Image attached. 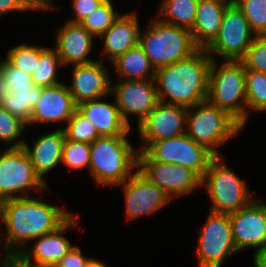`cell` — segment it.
<instances>
[{
  "label": "cell",
  "instance_id": "14",
  "mask_svg": "<svg viewBox=\"0 0 266 267\" xmlns=\"http://www.w3.org/2000/svg\"><path fill=\"white\" fill-rule=\"evenodd\" d=\"M77 223L73 213L55 231L33 239L36 243L24 247L14 258L24 267H54L74 247L62 234Z\"/></svg>",
  "mask_w": 266,
  "mask_h": 267
},
{
  "label": "cell",
  "instance_id": "19",
  "mask_svg": "<svg viewBox=\"0 0 266 267\" xmlns=\"http://www.w3.org/2000/svg\"><path fill=\"white\" fill-rule=\"evenodd\" d=\"M77 110V104L68 90L67 85L60 83L42 89L41 97L32 110L30 122L27 126L54 122H68Z\"/></svg>",
  "mask_w": 266,
  "mask_h": 267
},
{
  "label": "cell",
  "instance_id": "8",
  "mask_svg": "<svg viewBox=\"0 0 266 267\" xmlns=\"http://www.w3.org/2000/svg\"><path fill=\"white\" fill-rule=\"evenodd\" d=\"M142 144L140 151H144L152 160L184 166L200 179L206 173L210 162L216 157L186 133L160 141H142Z\"/></svg>",
  "mask_w": 266,
  "mask_h": 267
},
{
  "label": "cell",
  "instance_id": "37",
  "mask_svg": "<svg viewBox=\"0 0 266 267\" xmlns=\"http://www.w3.org/2000/svg\"><path fill=\"white\" fill-rule=\"evenodd\" d=\"M0 74L9 85L10 93H14L16 89H30L34 85L30 74L18 70L7 59L0 62Z\"/></svg>",
  "mask_w": 266,
  "mask_h": 267
},
{
  "label": "cell",
  "instance_id": "22",
  "mask_svg": "<svg viewBox=\"0 0 266 267\" xmlns=\"http://www.w3.org/2000/svg\"><path fill=\"white\" fill-rule=\"evenodd\" d=\"M65 137L64 129L61 128L40 136L34 141L33 146H31L32 149L26 141L23 143L22 147L33 164L36 174L45 183L44 176L62 163V148Z\"/></svg>",
  "mask_w": 266,
  "mask_h": 267
},
{
  "label": "cell",
  "instance_id": "30",
  "mask_svg": "<svg viewBox=\"0 0 266 267\" xmlns=\"http://www.w3.org/2000/svg\"><path fill=\"white\" fill-rule=\"evenodd\" d=\"M115 11L111 0H106L92 13L86 16L80 24L94 37H100L120 16Z\"/></svg>",
  "mask_w": 266,
  "mask_h": 267
},
{
  "label": "cell",
  "instance_id": "18",
  "mask_svg": "<svg viewBox=\"0 0 266 267\" xmlns=\"http://www.w3.org/2000/svg\"><path fill=\"white\" fill-rule=\"evenodd\" d=\"M103 61L73 65L71 86L67 87L77 105L111 95L112 81Z\"/></svg>",
  "mask_w": 266,
  "mask_h": 267
},
{
  "label": "cell",
  "instance_id": "2",
  "mask_svg": "<svg viewBox=\"0 0 266 267\" xmlns=\"http://www.w3.org/2000/svg\"><path fill=\"white\" fill-rule=\"evenodd\" d=\"M211 63L206 50L198 49L184 60L156 69L158 100L186 108L206 101Z\"/></svg>",
  "mask_w": 266,
  "mask_h": 267
},
{
  "label": "cell",
  "instance_id": "21",
  "mask_svg": "<svg viewBox=\"0 0 266 267\" xmlns=\"http://www.w3.org/2000/svg\"><path fill=\"white\" fill-rule=\"evenodd\" d=\"M138 20L136 12L121 14L99 37L104 40L103 53L110 62L138 45L141 30Z\"/></svg>",
  "mask_w": 266,
  "mask_h": 267
},
{
  "label": "cell",
  "instance_id": "36",
  "mask_svg": "<svg viewBox=\"0 0 266 267\" xmlns=\"http://www.w3.org/2000/svg\"><path fill=\"white\" fill-rule=\"evenodd\" d=\"M245 69L266 73V35H257L240 60Z\"/></svg>",
  "mask_w": 266,
  "mask_h": 267
},
{
  "label": "cell",
  "instance_id": "35",
  "mask_svg": "<svg viewBox=\"0 0 266 267\" xmlns=\"http://www.w3.org/2000/svg\"><path fill=\"white\" fill-rule=\"evenodd\" d=\"M7 60L18 70L33 74L39 61V46L20 44L12 47L7 52Z\"/></svg>",
  "mask_w": 266,
  "mask_h": 267
},
{
  "label": "cell",
  "instance_id": "40",
  "mask_svg": "<svg viewBox=\"0 0 266 267\" xmlns=\"http://www.w3.org/2000/svg\"><path fill=\"white\" fill-rule=\"evenodd\" d=\"M31 10L23 0H0V18L5 13Z\"/></svg>",
  "mask_w": 266,
  "mask_h": 267
},
{
  "label": "cell",
  "instance_id": "1",
  "mask_svg": "<svg viewBox=\"0 0 266 267\" xmlns=\"http://www.w3.org/2000/svg\"><path fill=\"white\" fill-rule=\"evenodd\" d=\"M0 206L1 222L6 227L3 260L14 258L28 241L55 231L73 214L31 196L6 199L0 202Z\"/></svg>",
  "mask_w": 266,
  "mask_h": 267
},
{
  "label": "cell",
  "instance_id": "33",
  "mask_svg": "<svg viewBox=\"0 0 266 267\" xmlns=\"http://www.w3.org/2000/svg\"><path fill=\"white\" fill-rule=\"evenodd\" d=\"M62 163L73 170H80L90 164V143L69 140L65 137L62 148Z\"/></svg>",
  "mask_w": 266,
  "mask_h": 267
},
{
  "label": "cell",
  "instance_id": "38",
  "mask_svg": "<svg viewBox=\"0 0 266 267\" xmlns=\"http://www.w3.org/2000/svg\"><path fill=\"white\" fill-rule=\"evenodd\" d=\"M106 0H72V8L74 15L72 19L68 20L74 23H80L86 16L97 9Z\"/></svg>",
  "mask_w": 266,
  "mask_h": 267
},
{
  "label": "cell",
  "instance_id": "17",
  "mask_svg": "<svg viewBox=\"0 0 266 267\" xmlns=\"http://www.w3.org/2000/svg\"><path fill=\"white\" fill-rule=\"evenodd\" d=\"M188 108L158 102L138 125L141 141H160L185 134Z\"/></svg>",
  "mask_w": 266,
  "mask_h": 267
},
{
  "label": "cell",
  "instance_id": "39",
  "mask_svg": "<svg viewBox=\"0 0 266 267\" xmlns=\"http://www.w3.org/2000/svg\"><path fill=\"white\" fill-rule=\"evenodd\" d=\"M78 246H74L54 267H85L92 258H86Z\"/></svg>",
  "mask_w": 266,
  "mask_h": 267
},
{
  "label": "cell",
  "instance_id": "29",
  "mask_svg": "<svg viewBox=\"0 0 266 267\" xmlns=\"http://www.w3.org/2000/svg\"><path fill=\"white\" fill-rule=\"evenodd\" d=\"M247 120L250 111H266V73L245 69Z\"/></svg>",
  "mask_w": 266,
  "mask_h": 267
},
{
  "label": "cell",
  "instance_id": "3",
  "mask_svg": "<svg viewBox=\"0 0 266 267\" xmlns=\"http://www.w3.org/2000/svg\"><path fill=\"white\" fill-rule=\"evenodd\" d=\"M127 135L100 136L90 144L89 171L98 186L122 184L137 170L139 151Z\"/></svg>",
  "mask_w": 266,
  "mask_h": 267
},
{
  "label": "cell",
  "instance_id": "16",
  "mask_svg": "<svg viewBox=\"0 0 266 267\" xmlns=\"http://www.w3.org/2000/svg\"><path fill=\"white\" fill-rule=\"evenodd\" d=\"M126 201L127 220L156 213L171 198L156 184L150 182L138 170L122 184Z\"/></svg>",
  "mask_w": 266,
  "mask_h": 267
},
{
  "label": "cell",
  "instance_id": "28",
  "mask_svg": "<svg viewBox=\"0 0 266 267\" xmlns=\"http://www.w3.org/2000/svg\"><path fill=\"white\" fill-rule=\"evenodd\" d=\"M63 67L62 61L54 48L39 47V61L32 76L34 85L46 88L60 84L56 78L58 67Z\"/></svg>",
  "mask_w": 266,
  "mask_h": 267
},
{
  "label": "cell",
  "instance_id": "42",
  "mask_svg": "<svg viewBox=\"0 0 266 267\" xmlns=\"http://www.w3.org/2000/svg\"><path fill=\"white\" fill-rule=\"evenodd\" d=\"M254 267H266V246L254 253Z\"/></svg>",
  "mask_w": 266,
  "mask_h": 267
},
{
  "label": "cell",
  "instance_id": "43",
  "mask_svg": "<svg viewBox=\"0 0 266 267\" xmlns=\"http://www.w3.org/2000/svg\"><path fill=\"white\" fill-rule=\"evenodd\" d=\"M10 94L9 85L5 78L0 74V103L4 101Z\"/></svg>",
  "mask_w": 266,
  "mask_h": 267
},
{
  "label": "cell",
  "instance_id": "4",
  "mask_svg": "<svg viewBox=\"0 0 266 267\" xmlns=\"http://www.w3.org/2000/svg\"><path fill=\"white\" fill-rule=\"evenodd\" d=\"M207 101L228 112L244 128L247 122L246 78L241 61L212 59Z\"/></svg>",
  "mask_w": 266,
  "mask_h": 267
},
{
  "label": "cell",
  "instance_id": "44",
  "mask_svg": "<svg viewBox=\"0 0 266 267\" xmlns=\"http://www.w3.org/2000/svg\"><path fill=\"white\" fill-rule=\"evenodd\" d=\"M0 267H24L15 258L0 260Z\"/></svg>",
  "mask_w": 266,
  "mask_h": 267
},
{
  "label": "cell",
  "instance_id": "31",
  "mask_svg": "<svg viewBox=\"0 0 266 267\" xmlns=\"http://www.w3.org/2000/svg\"><path fill=\"white\" fill-rule=\"evenodd\" d=\"M63 129L66 138L73 141L91 144L100 137L93 123L78 110L75 111Z\"/></svg>",
  "mask_w": 266,
  "mask_h": 267
},
{
  "label": "cell",
  "instance_id": "23",
  "mask_svg": "<svg viewBox=\"0 0 266 267\" xmlns=\"http://www.w3.org/2000/svg\"><path fill=\"white\" fill-rule=\"evenodd\" d=\"M104 97L84 101L77 105V110L89 119L100 136L129 134V126L122 118L117 104L103 102Z\"/></svg>",
  "mask_w": 266,
  "mask_h": 267
},
{
  "label": "cell",
  "instance_id": "11",
  "mask_svg": "<svg viewBox=\"0 0 266 267\" xmlns=\"http://www.w3.org/2000/svg\"><path fill=\"white\" fill-rule=\"evenodd\" d=\"M195 252L199 267H221L237 249L233 242L229 213L209 212L199 232Z\"/></svg>",
  "mask_w": 266,
  "mask_h": 267
},
{
  "label": "cell",
  "instance_id": "13",
  "mask_svg": "<svg viewBox=\"0 0 266 267\" xmlns=\"http://www.w3.org/2000/svg\"><path fill=\"white\" fill-rule=\"evenodd\" d=\"M111 93L123 120L130 126L128 115H136L139 125L159 102L155 79L121 80L111 83Z\"/></svg>",
  "mask_w": 266,
  "mask_h": 267
},
{
  "label": "cell",
  "instance_id": "32",
  "mask_svg": "<svg viewBox=\"0 0 266 267\" xmlns=\"http://www.w3.org/2000/svg\"><path fill=\"white\" fill-rule=\"evenodd\" d=\"M249 22L252 32L266 35V0H233Z\"/></svg>",
  "mask_w": 266,
  "mask_h": 267
},
{
  "label": "cell",
  "instance_id": "46",
  "mask_svg": "<svg viewBox=\"0 0 266 267\" xmlns=\"http://www.w3.org/2000/svg\"><path fill=\"white\" fill-rule=\"evenodd\" d=\"M0 222H1V206H0Z\"/></svg>",
  "mask_w": 266,
  "mask_h": 267
},
{
  "label": "cell",
  "instance_id": "41",
  "mask_svg": "<svg viewBox=\"0 0 266 267\" xmlns=\"http://www.w3.org/2000/svg\"><path fill=\"white\" fill-rule=\"evenodd\" d=\"M27 6L34 11H42V10H53L54 7L51 2L54 0H23Z\"/></svg>",
  "mask_w": 266,
  "mask_h": 267
},
{
  "label": "cell",
  "instance_id": "10",
  "mask_svg": "<svg viewBox=\"0 0 266 267\" xmlns=\"http://www.w3.org/2000/svg\"><path fill=\"white\" fill-rule=\"evenodd\" d=\"M241 9L232 1L225 9L221 27L215 39L205 48L212 58L240 61L255 38Z\"/></svg>",
  "mask_w": 266,
  "mask_h": 267
},
{
  "label": "cell",
  "instance_id": "12",
  "mask_svg": "<svg viewBox=\"0 0 266 267\" xmlns=\"http://www.w3.org/2000/svg\"><path fill=\"white\" fill-rule=\"evenodd\" d=\"M137 170L161 188L171 199L189 195L201 188V179L190 169L172 163L152 160L144 151L138 152Z\"/></svg>",
  "mask_w": 266,
  "mask_h": 267
},
{
  "label": "cell",
  "instance_id": "26",
  "mask_svg": "<svg viewBox=\"0 0 266 267\" xmlns=\"http://www.w3.org/2000/svg\"><path fill=\"white\" fill-rule=\"evenodd\" d=\"M199 0H163L159 18L162 22L191 30L194 26Z\"/></svg>",
  "mask_w": 266,
  "mask_h": 267
},
{
  "label": "cell",
  "instance_id": "7",
  "mask_svg": "<svg viewBox=\"0 0 266 267\" xmlns=\"http://www.w3.org/2000/svg\"><path fill=\"white\" fill-rule=\"evenodd\" d=\"M223 156H216L201 179L212 201L211 212L232 213L248 205L254 198L245 180L227 167Z\"/></svg>",
  "mask_w": 266,
  "mask_h": 267
},
{
  "label": "cell",
  "instance_id": "24",
  "mask_svg": "<svg viewBox=\"0 0 266 267\" xmlns=\"http://www.w3.org/2000/svg\"><path fill=\"white\" fill-rule=\"evenodd\" d=\"M231 0H199L193 28V41L199 49H205L217 36L223 14Z\"/></svg>",
  "mask_w": 266,
  "mask_h": 267
},
{
  "label": "cell",
  "instance_id": "20",
  "mask_svg": "<svg viewBox=\"0 0 266 267\" xmlns=\"http://www.w3.org/2000/svg\"><path fill=\"white\" fill-rule=\"evenodd\" d=\"M55 39V50L60 57L63 66L89 64L95 59L88 55L93 49L95 38L80 23L67 21L58 29Z\"/></svg>",
  "mask_w": 266,
  "mask_h": 267
},
{
  "label": "cell",
  "instance_id": "27",
  "mask_svg": "<svg viewBox=\"0 0 266 267\" xmlns=\"http://www.w3.org/2000/svg\"><path fill=\"white\" fill-rule=\"evenodd\" d=\"M42 87L32 85L30 89H16L0 103L10 114L19 117L26 124L30 122L32 110L42 94Z\"/></svg>",
  "mask_w": 266,
  "mask_h": 267
},
{
  "label": "cell",
  "instance_id": "15",
  "mask_svg": "<svg viewBox=\"0 0 266 267\" xmlns=\"http://www.w3.org/2000/svg\"><path fill=\"white\" fill-rule=\"evenodd\" d=\"M232 238L237 251L246 248L257 252L266 246V203L254 198L248 205L229 213Z\"/></svg>",
  "mask_w": 266,
  "mask_h": 267
},
{
  "label": "cell",
  "instance_id": "25",
  "mask_svg": "<svg viewBox=\"0 0 266 267\" xmlns=\"http://www.w3.org/2000/svg\"><path fill=\"white\" fill-rule=\"evenodd\" d=\"M121 80L155 79V68L138 44L112 61Z\"/></svg>",
  "mask_w": 266,
  "mask_h": 267
},
{
  "label": "cell",
  "instance_id": "45",
  "mask_svg": "<svg viewBox=\"0 0 266 267\" xmlns=\"http://www.w3.org/2000/svg\"><path fill=\"white\" fill-rule=\"evenodd\" d=\"M85 267H108V266L97 259H91Z\"/></svg>",
  "mask_w": 266,
  "mask_h": 267
},
{
  "label": "cell",
  "instance_id": "6",
  "mask_svg": "<svg viewBox=\"0 0 266 267\" xmlns=\"http://www.w3.org/2000/svg\"><path fill=\"white\" fill-rule=\"evenodd\" d=\"M243 130V126L228 112L203 101L188 108L185 133L215 156H223L217 149Z\"/></svg>",
  "mask_w": 266,
  "mask_h": 267
},
{
  "label": "cell",
  "instance_id": "5",
  "mask_svg": "<svg viewBox=\"0 0 266 267\" xmlns=\"http://www.w3.org/2000/svg\"><path fill=\"white\" fill-rule=\"evenodd\" d=\"M139 33L138 44L156 69L184 60L199 48L189 29L152 19L144 33Z\"/></svg>",
  "mask_w": 266,
  "mask_h": 267
},
{
  "label": "cell",
  "instance_id": "34",
  "mask_svg": "<svg viewBox=\"0 0 266 267\" xmlns=\"http://www.w3.org/2000/svg\"><path fill=\"white\" fill-rule=\"evenodd\" d=\"M25 127L27 124L24 121L0 106V141L13 143L9 148H21L25 141L17 138L22 136Z\"/></svg>",
  "mask_w": 266,
  "mask_h": 267
},
{
  "label": "cell",
  "instance_id": "9",
  "mask_svg": "<svg viewBox=\"0 0 266 267\" xmlns=\"http://www.w3.org/2000/svg\"><path fill=\"white\" fill-rule=\"evenodd\" d=\"M33 189L49 190L47 183L36 174L23 147L8 148L1 153L0 202L6 199L28 197L27 191Z\"/></svg>",
  "mask_w": 266,
  "mask_h": 267
}]
</instances>
